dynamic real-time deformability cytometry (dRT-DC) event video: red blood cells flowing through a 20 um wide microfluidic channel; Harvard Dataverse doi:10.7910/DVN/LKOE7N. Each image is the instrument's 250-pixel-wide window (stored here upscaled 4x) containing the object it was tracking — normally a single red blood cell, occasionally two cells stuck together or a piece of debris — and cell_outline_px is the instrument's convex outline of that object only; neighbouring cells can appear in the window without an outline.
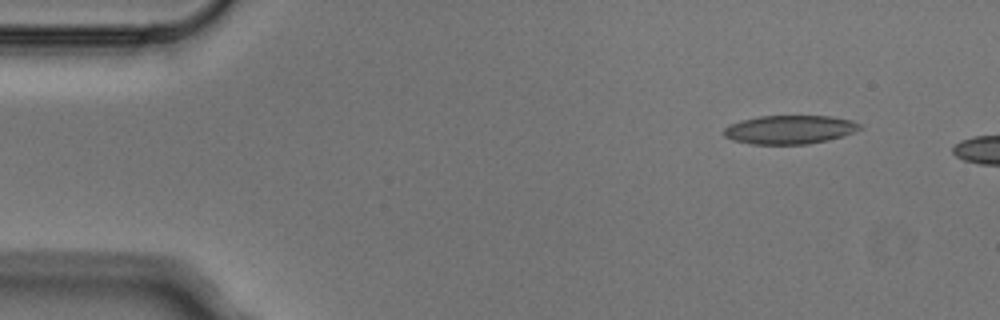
{"species": "Egyptian fruit bat (a non-hibernating species)", "species_latin": "Rousettus aegyptiacus", "temperature_condition": "cold", "stored_images_in_passage": 4, "segment_of_instrument_passage": [2, 2], "camera_frame_rate_fps": 3000, "um_per_image_px": 0.085, "animal": {"sex": "male"}, "frame": {"image": 1, "passage_image": 4, "time_ms": 1.0, "image_size_px": [1000, 320], "cell_outline_px": [[864, 128], [828, 140], [808, 144], [752, 144], [732, 140], [724, 136], [724, 128], [740, 120], [760, 116], [832, 116], [852, 120], [864, 124]], "centroid_in_image_um": [67.16, 11.01], "position_along_channel_um": 17.8, "area_um2": 22.77}}